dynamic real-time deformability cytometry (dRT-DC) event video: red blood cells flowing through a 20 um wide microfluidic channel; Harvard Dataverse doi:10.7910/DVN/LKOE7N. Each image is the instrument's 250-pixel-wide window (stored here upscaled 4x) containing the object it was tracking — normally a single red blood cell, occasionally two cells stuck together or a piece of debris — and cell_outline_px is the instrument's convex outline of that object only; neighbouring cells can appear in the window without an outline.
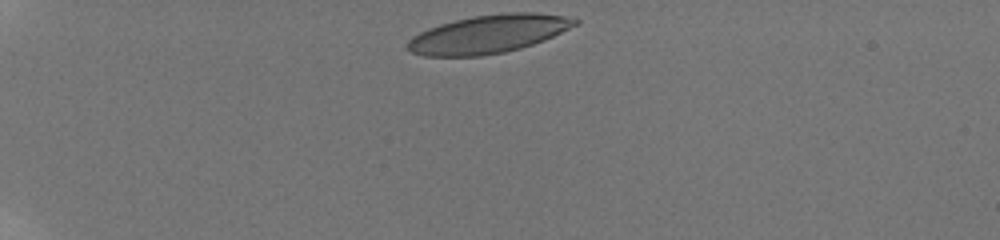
{"species": "human", "species_latin": "Homo sapiens", "temperature_condition": "room temperature", "stored_images_in_passage": 35, "camera_frame_rate_fps": 3000, "um_per_image_px": 0.085, "donor": {"sex": "male"}, "frame": {"image": 1, "passage_image": 1, "time_ms": 0.0, "image_size_px": [1000, 240], "cell_outline_px": [[580, 24], [544, 40], [520, 48], [504, 52], [480, 56], [424, 56], [412, 52], [408, 48], [408, 40], [412, 36], [428, 28], [440, 24], [472, 16], [508, 12], [536, 12], [564, 16], [580, 20]], "centroid_in_image_um": [41.55, 2.88], "position_along_channel_um": 43.5, "area_um2": 37.22}}
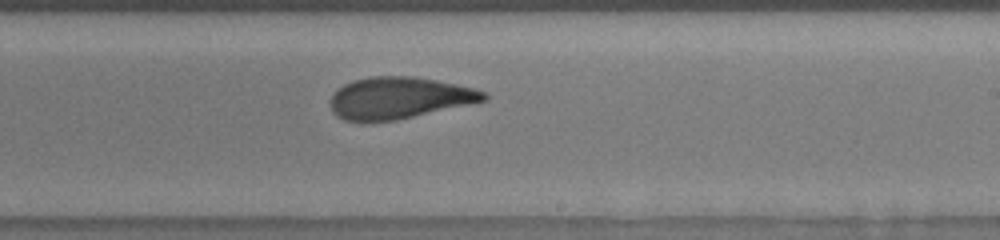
{"frame": {"image": 2, "passage_image": 22, "time_ms": 7.333, "image_size_px": [1000, 240], "cell_outline_px": [[488, 100], [396, 120], [344, 120], [336, 116], [332, 112], [332, 92], [344, 84], [352, 80], [372, 76], [412, 76], [436, 80], [476, 88], [484, 92], [488, 96]], "centroid_in_image_um": [33.94, 8.3], "position_along_channel_um": 255.1, "area_um2": 36.99}}
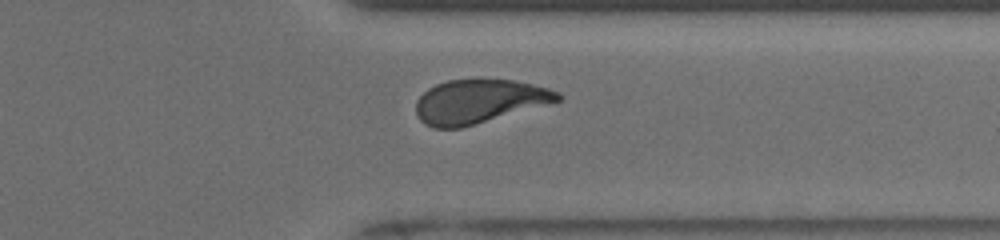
{"frame": {"image": 3, "passage_image": 31, "time_ms": 10.333, "image_size_px": [1000, 240], "cell_outline_px": [[560, 100], [460, 128], [432, 128], [424, 124], [420, 120], [416, 112], [416, 100], [428, 88], [436, 84], [448, 80], [512, 80], [532, 84], [548, 88], [560, 92]], "centroid_in_image_um": [40.66, 8.62], "position_along_channel_um": 370.7, "area_um2": 35.6}, "authors_computed_cell_mechanics": {"area_um2": 37.5122, "velocity_mm_per_s": 3.8359, "shape_relaxation_time_tau1_ms": 5.3492, "shape_relaxation_time_tau2_ms": 1.57, "deformation_change_tau1": 0.1769, "deformation_change_tau2": 0.0781}}